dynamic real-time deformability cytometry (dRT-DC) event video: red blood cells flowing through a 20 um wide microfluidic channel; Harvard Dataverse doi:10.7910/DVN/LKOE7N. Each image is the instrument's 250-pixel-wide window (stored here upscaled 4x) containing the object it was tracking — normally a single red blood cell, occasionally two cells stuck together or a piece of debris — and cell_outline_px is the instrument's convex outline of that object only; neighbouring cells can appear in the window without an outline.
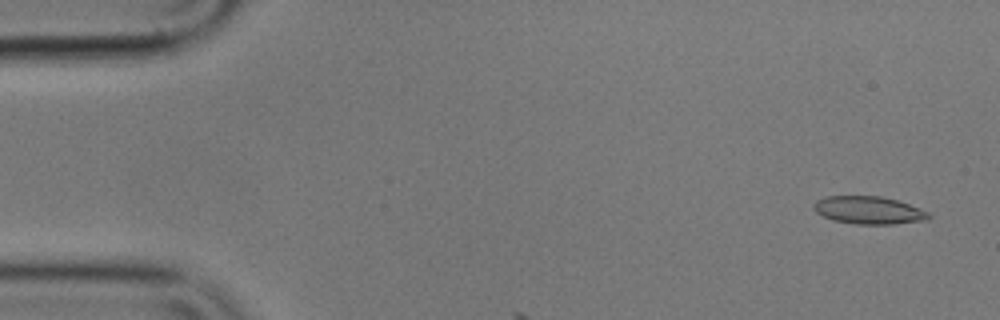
{"species": "common noctule bat (a hibernating species)", "species_latin": "Nyctalus noctula", "temperature_condition": "cold", "stored_images_in_passage": 8, "camera_frame_rate_fps": 3000, "um_per_image_px": 0.085, "animal": {"sex": "male", "body_mass_g": 17.9}, "frame": {"image": 1, "passage_image": 3, "time_ms": 0.667, "image_size_px": [1000, 320], "cell_outline_px": [[932, 216], [928, 220], [896, 224], [856, 224], [832, 220], [816, 212], [812, 208], [812, 204], [816, 200], [824, 196], [880, 196], [896, 200], [932, 212]], "centroid_in_image_um": [73.86, 17.87], "position_along_channel_um": 11.1, "area_um2": 18.84}}